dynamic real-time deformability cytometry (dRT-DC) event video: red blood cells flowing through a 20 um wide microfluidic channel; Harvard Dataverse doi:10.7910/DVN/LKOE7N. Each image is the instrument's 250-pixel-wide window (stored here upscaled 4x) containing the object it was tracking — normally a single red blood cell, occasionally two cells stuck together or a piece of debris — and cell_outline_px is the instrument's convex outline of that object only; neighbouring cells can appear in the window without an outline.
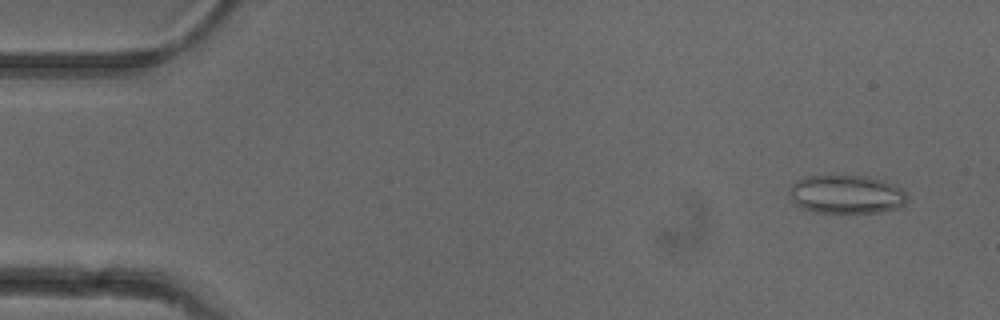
{"species": "common noctule bat (a hibernating species)", "species_latin": "Nyctalus noctula", "temperature_condition": "cold", "stored_images_in_passage": 52, "camera_frame_rate_fps": 3000, "um_per_image_px": 0.085, "animal": {"sex": "female"}, "frame": {"image": 1, "passage_image": 4, "time_ms": 1.0, "image_size_px": [1000, 320], "cell_outline_px": [[908, 200], [900, 208], [876, 212], [812, 212], [796, 204], [792, 200], [788, 192], [788, 188], [796, 180], [804, 176], [868, 176], [884, 180], [900, 188], [908, 196]], "centroid_in_image_um": [71.93, 16.51], "position_along_channel_um": 13.1, "area_um2": 26.53}}
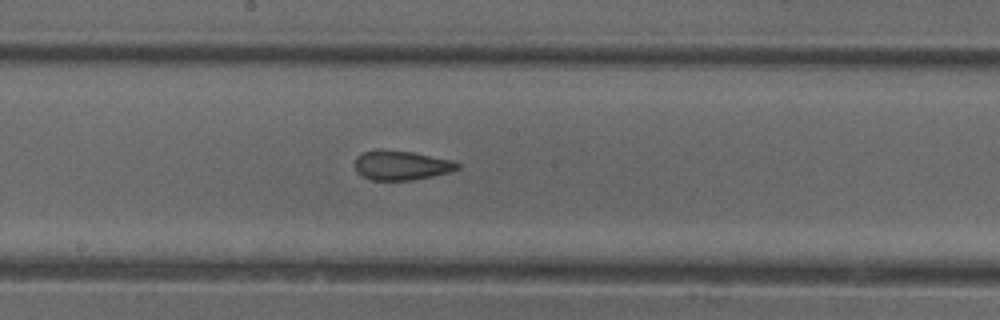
{"frame": {"image": 2, "passage_image": 28, "time_ms": 9.0, "image_size_px": [1000, 320], "cell_outline_px": [[460, 168], [448, 172], [432, 176], [412, 180], [372, 180], [356, 172], [356, 156], [364, 152], [376, 148], [380, 148], [412, 152], [452, 160], [460, 164]], "centroid_in_image_um": [34.09, 14.03], "position_along_channel_um": 214.1, "area_um2": 17.63}}
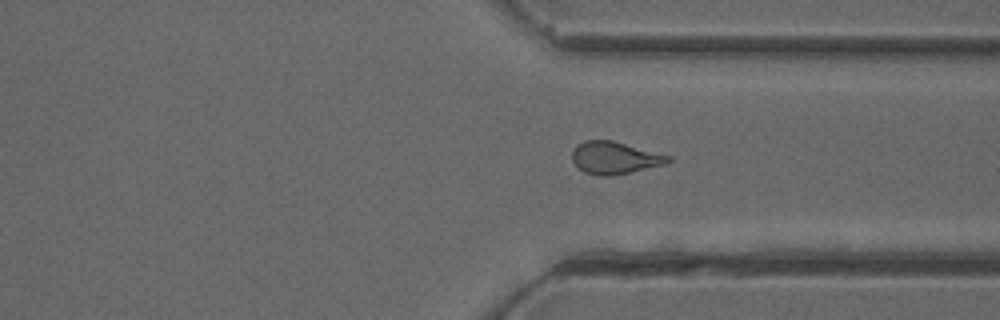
{"frame": {"image": 3, "passage_image": 39, "time_ms": 12.667, "image_size_px": [1000, 320], "cell_outline_px": [[672, 160], [668, 164], [608, 176], [600, 176], [584, 172], [572, 160], [572, 152], [576, 144], [584, 140], [612, 140], [672, 156]], "centroid_in_image_um": [52.27, 13.4], "position_along_channel_um": 359.1, "area_um2": 18.09}, "authors_computed_cell_mechanics": {"area_um2": 18.3515, "velocity_mm_per_s": 3.9713, "shape_relaxation_time_tau1_ms": null, "shape_relaxation_time_tau2_ms": 1.9284, "deformation_change_tau1": null, "deformation_change_tau2": 0.0882}}